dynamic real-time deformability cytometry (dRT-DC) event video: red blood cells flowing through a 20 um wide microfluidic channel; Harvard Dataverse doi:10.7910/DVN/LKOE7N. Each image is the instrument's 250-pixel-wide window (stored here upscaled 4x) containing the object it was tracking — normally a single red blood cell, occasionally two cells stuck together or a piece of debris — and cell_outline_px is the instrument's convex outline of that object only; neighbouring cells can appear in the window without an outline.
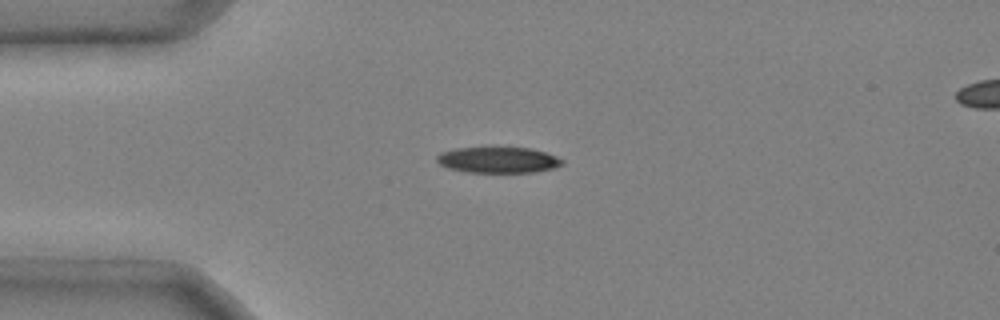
{"species": "common noctule bat (a hibernating species)", "species_latin": "Nyctalus noctula", "temperature_condition": "cold", "stored_images_in_passage": 47, "camera_frame_rate_fps": 3000, "um_per_image_px": 0.085, "animal": {"sex": "male", "body_mass_g": 20.4}, "frame": {"image": 1, "passage_image": 11, "time_ms": 3.333, "image_size_px": [1000, 320], "cell_outline_px": [[564, 164], [552, 168], [532, 172], [468, 172], [448, 168], [440, 164], [436, 160], [436, 156], [440, 152], [456, 148], [496, 144], [532, 148], [556, 156], [564, 160]], "centroid_in_image_um": [42.31, 13.53], "position_along_channel_um": 42.7, "area_um2": 19.88}}
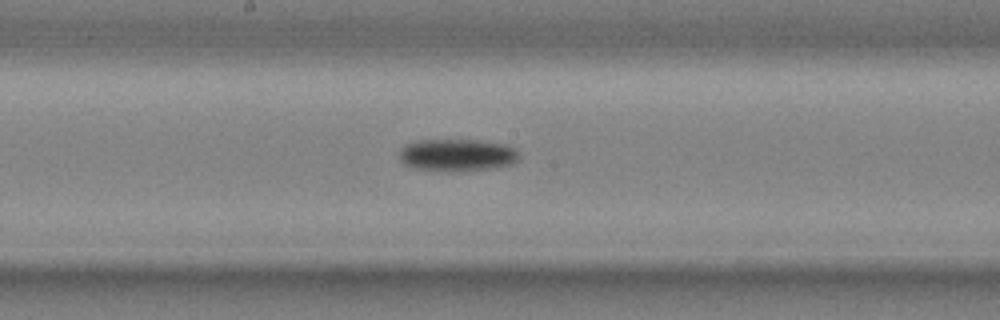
{"frame": {"image": 2, "passage_image": 25, "time_ms": 8.0, "image_size_px": [1000, 320], "cell_outline_px": [[520, 160], [516, 164], [496, 168], [452, 172], [448, 172], [416, 168], [404, 164], [400, 160], [400, 148], [408, 144], [420, 140], [480, 140], [508, 144], [516, 148], [520, 152]], "centroid_in_image_um": [38.97, 13.19], "position_along_channel_um": 209.2, "area_um2": 23.12}}
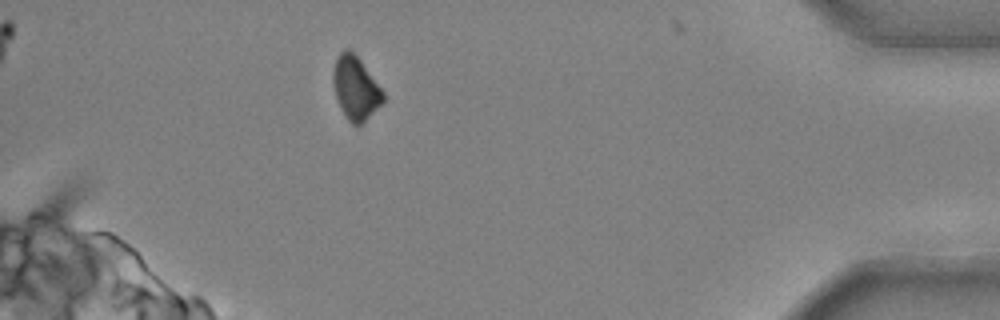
{"frame": {"image": 3, "passage_image": 43, "time_ms": 14.0, "image_size_px": [1000, 320], "cell_outline_px": [[384, 100], [360, 124], [352, 124], [348, 120], [336, 96], [332, 84], [332, 76], [336, 56], [344, 48], [348, 48], [360, 60], [384, 92]], "centroid_in_image_um": [30.19, 7.43], "position_along_channel_um": 405.0, "area_um2": 17.92}, "authors_computed_cell_mechanics": {"area_um2": 20.808, "velocity_mm_per_s": 3.9999, "shape_relaxation_time_tau1_ms": 5.1073, "shape_relaxation_time_tau2_ms": null, "deformation_change_tau1": 0.1324, "deformation_change_tau2": null}}